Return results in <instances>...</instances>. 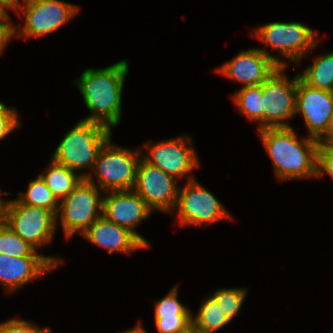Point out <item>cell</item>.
<instances>
[{
    "instance_id": "obj_13",
    "label": "cell",
    "mask_w": 333,
    "mask_h": 333,
    "mask_svg": "<svg viewBox=\"0 0 333 333\" xmlns=\"http://www.w3.org/2000/svg\"><path fill=\"white\" fill-rule=\"evenodd\" d=\"M151 209L134 190L111 191L103 198L102 215L111 222L131 231L146 247L149 242L133 228L146 219Z\"/></svg>"
},
{
    "instance_id": "obj_14",
    "label": "cell",
    "mask_w": 333,
    "mask_h": 333,
    "mask_svg": "<svg viewBox=\"0 0 333 333\" xmlns=\"http://www.w3.org/2000/svg\"><path fill=\"white\" fill-rule=\"evenodd\" d=\"M296 113L303 115L309 136L317 140L323 136L333 114V91L310 87L299 78Z\"/></svg>"
},
{
    "instance_id": "obj_24",
    "label": "cell",
    "mask_w": 333,
    "mask_h": 333,
    "mask_svg": "<svg viewBox=\"0 0 333 333\" xmlns=\"http://www.w3.org/2000/svg\"><path fill=\"white\" fill-rule=\"evenodd\" d=\"M0 254L9 257H46L38 255L7 223L0 225Z\"/></svg>"
},
{
    "instance_id": "obj_34",
    "label": "cell",
    "mask_w": 333,
    "mask_h": 333,
    "mask_svg": "<svg viewBox=\"0 0 333 333\" xmlns=\"http://www.w3.org/2000/svg\"><path fill=\"white\" fill-rule=\"evenodd\" d=\"M123 333H147V332L143 329V327L141 325H138L134 329L127 330V331H125Z\"/></svg>"
},
{
    "instance_id": "obj_9",
    "label": "cell",
    "mask_w": 333,
    "mask_h": 333,
    "mask_svg": "<svg viewBox=\"0 0 333 333\" xmlns=\"http://www.w3.org/2000/svg\"><path fill=\"white\" fill-rule=\"evenodd\" d=\"M180 223L203 225L229 218L221 203L208 190L190 177L183 189H179L176 204Z\"/></svg>"
},
{
    "instance_id": "obj_23",
    "label": "cell",
    "mask_w": 333,
    "mask_h": 333,
    "mask_svg": "<svg viewBox=\"0 0 333 333\" xmlns=\"http://www.w3.org/2000/svg\"><path fill=\"white\" fill-rule=\"evenodd\" d=\"M18 195L21 196V199H18L21 203L48 209L57 215L58 208L56 203L58 199L50 191L40 175L37 179L29 182V187L25 194L18 193Z\"/></svg>"
},
{
    "instance_id": "obj_2",
    "label": "cell",
    "mask_w": 333,
    "mask_h": 333,
    "mask_svg": "<svg viewBox=\"0 0 333 333\" xmlns=\"http://www.w3.org/2000/svg\"><path fill=\"white\" fill-rule=\"evenodd\" d=\"M259 133L278 179L317 176L316 139L309 137L300 142L292 127L264 128Z\"/></svg>"
},
{
    "instance_id": "obj_4",
    "label": "cell",
    "mask_w": 333,
    "mask_h": 333,
    "mask_svg": "<svg viewBox=\"0 0 333 333\" xmlns=\"http://www.w3.org/2000/svg\"><path fill=\"white\" fill-rule=\"evenodd\" d=\"M92 179L91 175H86L69 195L62 198L61 206L58 207L56 225L58 212L61 210L62 227L67 237H71L76 231L83 234L102 216L103 199L99 198V186Z\"/></svg>"
},
{
    "instance_id": "obj_30",
    "label": "cell",
    "mask_w": 333,
    "mask_h": 333,
    "mask_svg": "<svg viewBox=\"0 0 333 333\" xmlns=\"http://www.w3.org/2000/svg\"><path fill=\"white\" fill-rule=\"evenodd\" d=\"M323 134L325 137L317 139L319 144H327L333 138V114L330 116L328 126Z\"/></svg>"
},
{
    "instance_id": "obj_12",
    "label": "cell",
    "mask_w": 333,
    "mask_h": 333,
    "mask_svg": "<svg viewBox=\"0 0 333 333\" xmlns=\"http://www.w3.org/2000/svg\"><path fill=\"white\" fill-rule=\"evenodd\" d=\"M278 67H286V63L263 49H251L241 51L218 71L231 79L244 83L245 87L261 85Z\"/></svg>"
},
{
    "instance_id": "obj_35",
    "label": "cell",
    "mask_w": 333,
    "mask_h": 333,
    "mask_svg": "<svg viewBox=\"0 0 333 333\" xmlns=\"http://www.w3.org/2000/svg\"><path fill=\"white\" fill-rule=\"evenodd\" d=\"M180 333H202V332L192 324L185 331H182Z\"/></svg>"
},
{
    "instance_id": "obj_15",
    "label": "cell",
    "mask_w": 333,
    "mask_h": 333,
    "mask_svg": "<svg viewBox=\"0 0 333 333\" xmlns=\"http://www.w3.org/2000/svg\"><path fill=\"white\" fill-rule=\"evenodd\" d=\"M185 137L160 142L153 147L146 143L148 146H144L148 148L149 155L143 159L175 178L187 174L197 167L199 162L193 148L186 146L185 139L189 141Z\"/></svg>"
},
{
    "instance_id": "obj_17",
    "label": "cell",
    "mask_w": 333,
    "mask_h": 333,
    "mask_svg": "<svg viewBox=\"0 0 333 333\" xmlns=\"http://www.w3.org/2000/svg\"><path fill=\"white\" fill-rule=\"evenodd\" d=\"M83 236L95 245L107 248L111 254L114 251L130 253L142 247L146 248L131 231L108 221L103 215L90 225Z\"/></svg>"
},
{
    "instance_id": "obj_11",
    "label": "cell",
    "mask_w": 333,
    "mask_h": 333,
    "mask_svg": "<svg viewBox=\"0 0 333 333\" xmlns=\"http://www.w3.org/2000/svg\"><path fill=\"white\" fill-rule=\"evenodd\" d=\"M25 26L20 36L39 37L54 32L69 21L77 10L76 6L59 0H23Z\"/></svg>"
},
{
    "instance_id": "obj_33",
    "label": "cell",
    "mask_w": 333,
    "mask_h": 333,
    "mask_svg": "<svg viewBox=\"0 0 333 333\" xmlns=\"http://www.w3.org/2000/svg\"><path fill=\"white\" fill-rule=\"evenodd\" d=\"M4 7L9 8V6L3 0H0V18H9Z\"/></svg>"
},
{
    "instance_id": "obj_3",
    "label": "cell",
    "mask_w": 333,
    "mask_h": 333,
    "mask_svg": "<svg viewBox=\"0 0 333 333\" xmlns=\"http://www.w3.org/2000/svg\"><path fill=\"white\" fill-rule=\"evenodd\" d=\"M110 138L111 129L107 126L81 120L64 136L52 159L73 171L93 168L99 152Z\"/></svg>"
},
{
    "instance_id": "obj_22",
    "label": "cell",
    "mask_w": 333,
    "mask_h": 333,
    "mask_svg": "<svg viewBox=\"0 0 333 333\" xmlns=\"http://www.w3.org/2000/svg\"><path fill=\"white\" fill-rule=\"evenodd\" d=\"M228 322L230 320L212 297L202 302L199 312L192 318V324L202 333H214Z\"/></svg>"
},
{
    "instance_id": "obj_5",
    "label": "cell",
    "mask_w": 333,
    "mask_h": 333,
    "mask_svg": "<svg viewBox=\"0 0 333 333\" xmlns=\"http://www.w3.org/2000/svg\"><path fill=\"white\" fill-rule=\"evenodd\" d=\"M109 139L96 159L93 169L96 172L101 190H133L139 161V152L116 147Z\"/></svg>"
},
{
    "instance_id": "obj_31",
    "label": "cell",
    "mask_w": 333,
    "mask_h": 333,
    "mask_svg": "<svg viewBox=\"0 0 333 333\" xmlns=\"http://www.w3.org/2000/svg\"><path fill=\"white\" fill-rule=\"evenodd\" d=\"M9 203H10V201L9 202L7 201L4 203L0 199V225L5 224L7 222Z\"/></svg>"
},
{
    "instance_id": "obj_25",
    "label": "cell",
    "mask_w": 333,
    "mask_h": 333,
    "mask_svg": "<svg viewBox=\"0 0 333 333\" xmlns=\"http://www.w3.org/2000/svg\"><path fill=\"white\" fill-rule=\"evenodd\" d=\"M247 290L238 289H220L211 297L216 301L222 312L231 321L237 315L241 304L246 297Z\"/></svg>"
},
{
    "instance_id": "obj_1",
    "label": "cell",
    "mask_w": 333,
    "mask_h": 333,
    "mask_svg": "<svg viewBox=\"0 0 333 333\" xmlns=\"http://www.w3.org/2000/svg\"><path fill=\"white\" fill-rule=\"evenodd\" d=\"M126 60L104 69L85 70L77 84L86 107L93 115L83 120L101 123L111 129L121 117V96L128 71Z\"/></svg>"
},
{
    "instance_id": "obj_27",
    "label": "cell",
    "mask_w": 333,
    "mask_h": 333,
    "mask_svg": "<svg viewBox=\"0 0 333 333\" xmlns=\"http://www.w3.org/2000/svg\"><path fill=\"white\" fill-rule=\"evenodd\" d=\"M326 171L333 178V150L327 144H318L317 177Z\"/></svg>"
},
{
    "instance_id": "obj_36",
    "label": "cell",
    "mask_w": 333,
    "mask_h": 333,
    "mask_svg": "<svg viewBox=\"0 0 333 333\" xmlns=\"http://www.w3.org/2000/svg\"><path fill=\"white\" fill-rule=\"evenodd\" d=\"M327 145L333 150V138L327 143Z\"/></svg>"
},
{
    "instance_id": "obj_19",
    "label": "cell",
    "mask_w": 333,
    "mask_h": 333,
    "mask_svg": "<svg viewBox=\"0 0 333 333\" xmlns=\"http://www.w3.org/2000/svg\"><path fill=\"white\" fill-rule=\"evenodd\" d=\"M46 171L48 172H46L45 175L40 174V176L58 200L69 195L86 177V174L77 176L75 171L53 159L51 160L48 170Z\"/></svg>"
},
{
    "instance_id": "obj_29",
    "label": "cell",
    "mask_w": 333,
    "mask_h": 333,
    "mask_svg": "<svg viewBox=\"0 0 333 333\" xmlns=\"http://www.w3.org/2000/svg\"><path fill=\"white\" fill-rule=\"evenodd\" d=\"M9 18H0V52L6 46L7 42L15 35L16 28L12 26Z\"/></svg>"
},
{
    "instance_id": "obj_21",
    "label": "cell",
    "mask_w": 333,
    "mask_h": 333,
    "mask_svg": "<svg viewBox=\"0 0 333 333\" xmlns=\"http://www.w3.org/2000/svg\"><path fill=\"white\" fill-rule=\"evenodd\" d=\"M262 89L258 86H243L234 94L235 103L241 113L253 121H260L259 130L263 129Z\"/></svg>"
},
{
    "instance_id": "obj_7",
    "label": "cell",
    "mask_w": 333,
    "mask_h": 333,
    "mask_svg": "<svg viewBox=\"0 0 333 333\" xmlns=\"http://www.w3.org/2000/svg\"><path fill=\"white\" fill-rule=\"evenodd\" d=\"M8 226L36 250L50 242L56 227V215L48 209L11 201L8 207Z\"/></svg>"
},
{
    "instance_id": "obj_37",
    "label": "cell",
    "mask_w": 333,
    "mask_h": 333,
    "mask_svg": "<svg viewBox=\"0 0 333 333\" xmlns=\"http://www.w3.org/2000/svg\"><path fill=\"white\" fill-rule=\"evenodd\" d=\"M49 329H50V328L45 329L42 333H51V332L49 331Z\"/></svg>"
},
{
    "instance_id": "obj_26",
    "label": "cell",
    "mask_w": 333,
    "mask_h": 333,
    "mask_svg": "<svg viewBox=\"0 0 333 333\" xmlns=\"http://www.w3.org/2000/svg\"><path fill=\"white\" fill-rule=\"evenodd\" d=\"M18 114L0 103V140L19 125Z\"/></svg>"
},
{
    "instance_id": "obj_6",
    "label": "cell",
    "mask_w": 333,
    "mask_h": 333,
    "mask_svg": "<svg viewBox=\"0 0 333 333\" xmlns=\"http://www.w3.org/2000/svg\"><path fill=\"white\" fill-rule=\"evenodd\" d=\"M285 67H278L262 84L263 129L290 127L285 119L296 114L299 74L287 80ZM284 120V122H282Z\"/></svg>"
},
{
    "instance_id": "obj_18",
    "label": "cell",
    "mask_w": 333,
    "mask_h": 333,
    "mask_svg": "<svg viewBox=\"0 0 333 333\" xmlns=\"http://www.w3.org/2000/svg\"><path fill=\"white\" fill-rule=\"evenodd\" d=\"M177 288L156 302L155 323L159 333H180L192 325V315L177 299Z\"/></svg>"
},
{
    "instance_id": "obj_20",
    "label": "cell",
    "mask_w": 333,
    "mask_h": 333,
    "mask_svg": "<svg viewBox=\"0 0 333 333\" xmlns=\"http://www.w3.org/2000/svg\"><path fill=\"white\" fill-rule=\"evenodd\" d=\"M299 77L310 87L333 91V52L315 59Z\"/></svg>"
},
{
    "instance_id": "obj_16",
    "label": "cell",
    "mask_w": 333,
    "mask_h": 333,
    "mask_svg": "<svg viewBox=\"0 0 333 333\" xmlns=\"http://www.w3.org/2000/svg\"><path fill=\"white\" fill-rule=\"evenodd\" d=\"M54 257H9L0 254V281L11 292L59 264Z\"/></svg>"
},
{
    "instance_id": "obj_8",
    "label": "cell",
    "mask_w": 333,
    "mask_h": 333,
    "mask_svg": "<svg viewBox=\"0 0 333 333\" xmlns=\"http://www.w3.org/2000/svg\"><path fill=\"white\" fill-rule=\"evenodd\" d=\"M255 37L293 62L315 47L317 34L299 22H272L256 29Z\"/></svg>"
},
{
    "instance_id": "obj_10",
    "label": "cell",
    "mask_w": 333,
    "mask_h": 333,
    "mask_svg": "<svg viewBox=\"0 0 333 333\" xmlns=\"http://www.w3.org/2000/svg\"><path fill=\"white\" fill-rule=\"evenodd\" d=\"M176 178L144 159L139 161L133 190L146 202L148 207L170 211L177 204L179 189Z\"/></svg>"
},
{
    "instance_id": "obj_28",
    "label": "cell",
    "mask_w": 333,
    "mask_h": 333,
    "mask_svg": "<svg viewBox=\"0 0 333 333\" xmlns=\"http://www.w3.org/2000/svg\"><path fill=\"white\" fill-rule=\"evenodd\" d=\"M45 329L37 328L28 321L11 319L0 323V333H42Z\"/></svg>"
},
{
    "instance_id": "obj_32",
    "label": "cell",
    "mask_w": 333,
    "mask_h": 333,
    "mask_svg": "<svg viewBox=\"0 0 333 333\" xmlns=\"http://www.w3.org/2000/svg\"><path fill=\"white\" fill-rule=\"evenodd\" d=\"M8 6L9 8H14L15 10L19 11L21 9V5H19L20 1L19 0H3ZM19 8V10H18Z\"/></svg>"
}]
</instances>
